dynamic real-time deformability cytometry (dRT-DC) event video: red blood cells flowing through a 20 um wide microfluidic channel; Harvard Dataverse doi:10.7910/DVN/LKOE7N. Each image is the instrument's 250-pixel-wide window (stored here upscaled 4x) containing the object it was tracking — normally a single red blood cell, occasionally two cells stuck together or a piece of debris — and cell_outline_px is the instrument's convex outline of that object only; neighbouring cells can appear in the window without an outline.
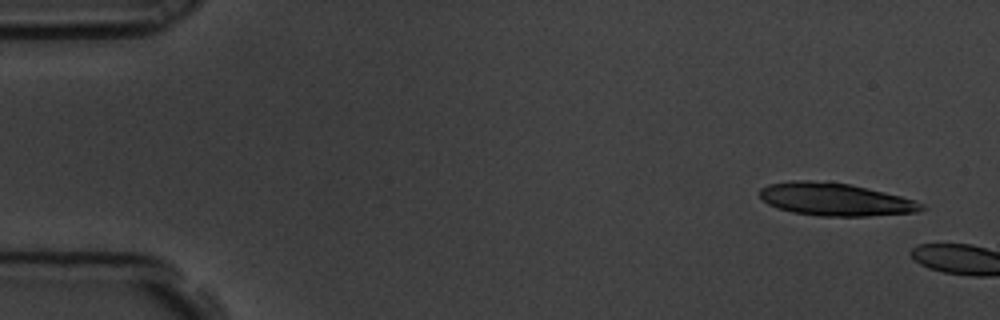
{"species": "common noctule bat (a hibernating species)", "species_latin": "Nyctalus noctula", "temperature_condition": "room temperature", "stored_images_in_passage": 2, "camera_frame_rate_fps": 3000, "um_per_image_px": 0.085, "animal": {"sex": "male", "body_mass_g": 19.5, "forearm_length_mm": 54.6}, "frame": {"image": 1, "passage_image": 1, "time_ms": 0.0, "image_size_px": [1000, 320], "cell_outline_px": [[928, 208], [916, 212], [868, 216], [816, 216], [792, 212], [776, 208], [768, 204], [760, 196], [760, 188], [768, 184], [788, 180], [828, 180], [852, 184], [916, 200], [924, 204]], "centroid_in_image_um": [70.99, 16.93], "position_along_channel_um": 14.0, "area_um2": 31.39}}